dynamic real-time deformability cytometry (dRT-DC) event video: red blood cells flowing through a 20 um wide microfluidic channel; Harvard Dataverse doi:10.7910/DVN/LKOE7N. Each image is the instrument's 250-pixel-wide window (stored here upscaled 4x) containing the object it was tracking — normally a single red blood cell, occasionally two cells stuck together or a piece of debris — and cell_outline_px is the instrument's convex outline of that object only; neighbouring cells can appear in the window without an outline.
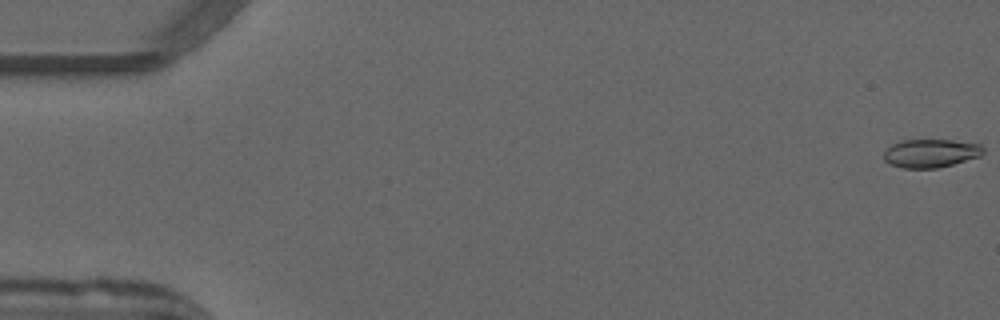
{"species": "common noctule bat (a hibernating species)", "species_latin": "Nyctalus noctula", "temperature_condition": "warm", "stored_images_in_passage": 16, "camera_frame_rate_fps": 3000, "um_per_image_px": 0.085, "animal": {"sex": "male", "forearm_length_mm": 52.5}, "frame": {"image": 1, "passage_image": 1, "time_ms": 0.0, "image_size_px": [1000, 320], "cell_outline_px": [[984, 152], [980, 156], [952, 164], [936, 168], [904, 168], [892, 164], [884, 160], [884, 152], [892, 144], [900, 140], [952, 140], [980, 144], [984, 148]], "centroid_in_image_um": [79.12, 13.01], "position_along_channel_um": 5.9, "area_um2": 16.3}}
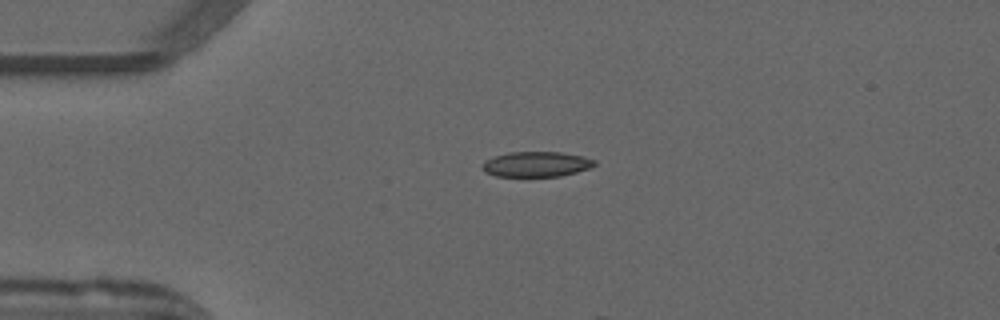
{"frame": {"image": 2, "passage_image": 13, "time_ms": 4.0, "image_size_px": [1000, 320], "cell_outline_px": [[596, 164], [592, 168], [560, 176], [496, 176], [484, 172], [480, 168], [484, 160], [508, 152], [560, 152], [584, 156], [596, 160]], "centroid_in_image_um": [45.59, 13.95], "position_along_channel_um": 39.4, "area_um2": 16.65}}